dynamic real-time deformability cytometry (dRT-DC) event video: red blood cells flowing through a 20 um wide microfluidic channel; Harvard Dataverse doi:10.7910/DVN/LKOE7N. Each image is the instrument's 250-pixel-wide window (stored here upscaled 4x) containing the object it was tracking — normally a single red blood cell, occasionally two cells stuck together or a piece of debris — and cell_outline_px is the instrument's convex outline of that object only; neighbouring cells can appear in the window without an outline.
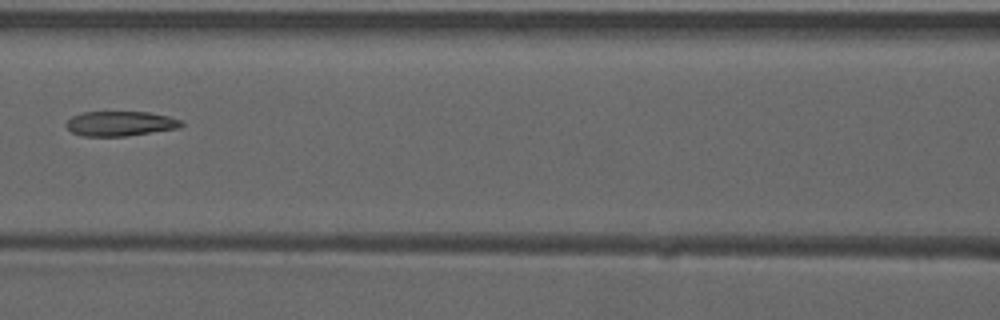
{"species": "common noctule bat (a hibernating species)", "species_latin": "Nyctalus noctula", "temperature_condition": "warm", "stored_images_in_passage": 7, "camera_frame_rate_fps": 3000, "um_per_image_px": 0.085, "animal": {"sex": "male", "forearm_length_mm": 52.5}, "frame": {"image": 1, "passage_image": 7, "time_ms": 2.0, "image_size_px": [1000, 320], "cell_outline_px": [[184, 124], [180, 128], [124, 136], [84, 136], [72, 132], [64, 124], [72, 116], [80, 112], [148, 112], [168, 116], [184, 120]], "centroid_in_image_um": [10.24, 10.5], "position_along_channel_um": 156.4, "area_um2": 16.7}}